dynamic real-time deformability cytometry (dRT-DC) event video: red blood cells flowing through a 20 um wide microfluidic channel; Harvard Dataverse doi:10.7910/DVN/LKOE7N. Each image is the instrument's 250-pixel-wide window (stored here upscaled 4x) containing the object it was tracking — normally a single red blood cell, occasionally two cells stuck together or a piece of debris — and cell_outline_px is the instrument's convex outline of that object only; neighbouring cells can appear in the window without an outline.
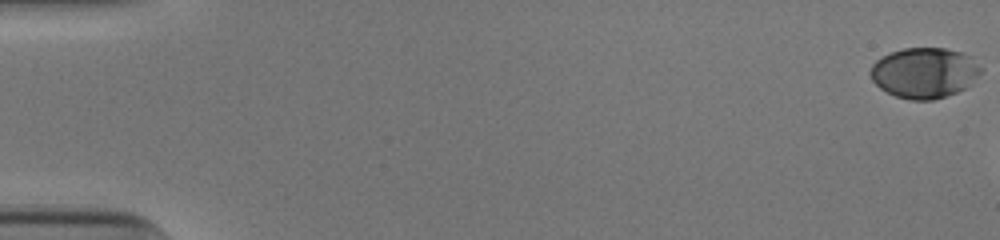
{"species": "human", "species_latin": "Homo sapiens", "temperature_condition": "cold", "stored_images_in_passage": 8, "camera_frame_rate_fps": 3000, "um_per_image_px": 0.085, "donor": {"sex": "male"}, "frame": {"image": 1, "passage_image": 1, "time_ms": 0.0, "image_size_px": [1000, 240], "cell_outline_px": [[984, 68], [964, 88], [956, 92], [932, 100], [912, 100], [896, 96], [880, 88], [872, 80], [868, 72], [872, 64], [880, 56], [904, 48], [944, 48], [964, 52], [972, 56]], "centroid_in_image_um": [78.56, 6.16], "position_along_channel_um": 6.4, "area_um2": 32.54}}